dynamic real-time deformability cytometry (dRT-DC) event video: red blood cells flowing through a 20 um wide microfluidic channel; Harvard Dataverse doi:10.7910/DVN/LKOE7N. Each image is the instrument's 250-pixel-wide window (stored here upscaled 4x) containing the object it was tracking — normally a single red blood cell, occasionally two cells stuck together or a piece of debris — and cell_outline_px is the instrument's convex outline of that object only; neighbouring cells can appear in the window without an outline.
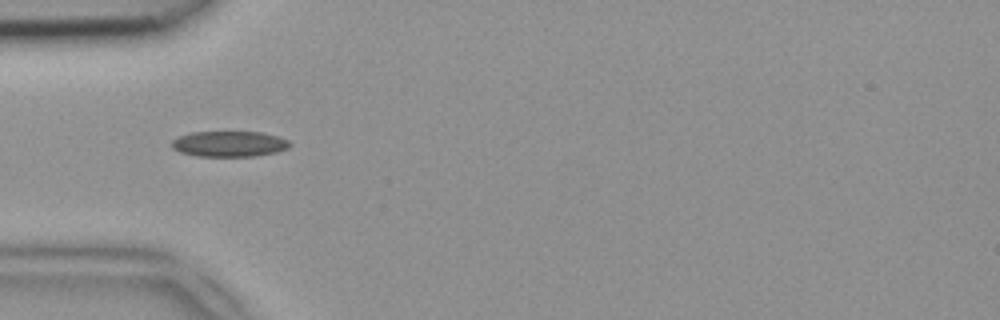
{"species": "common noctule bat (a hibernating species)", "species_latin": "Nyctalus noctula", "temperature_condition": "room temperature", "stored_images_in_passage": 41, "camera_frame_rate_fps": 3000, "um_per_image_px": 0.085, "animal": {"sex": "female", "body_mass_g": 18.4}, "frame": {"image": 1, "passage_image": 7, "time_ms": 2.0, "image_size_px": [1000, 320], "cell_outline_px": [[292, 144], [288, 148], [276, 152], [256, 156], [196, 156], [180, 152], [172, 148], [172, 140], [180, 136], [192, 132], [260, 132], [276, 136], [288, 140]], "centroid_in_image_um": [19.49, 12.23], "position_along_channel_um": 65.5, "area_um2": 17.57}}
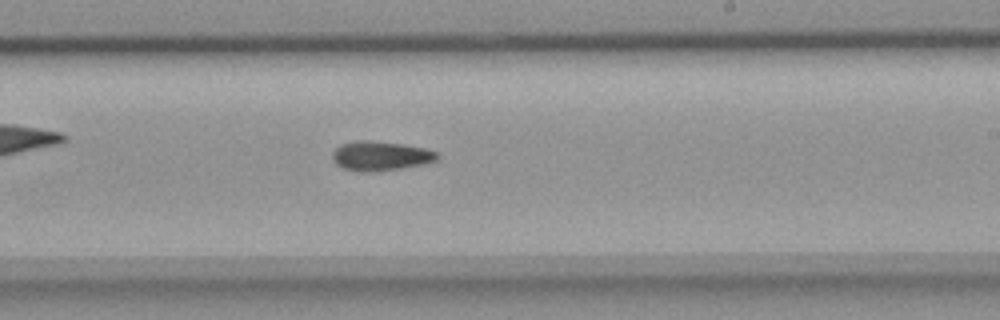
{"frame": {"image": 2, "passage_image": 21, "time_ms": 6.667, "image_size_px": [1000, 320], "cell_outline_px": [[436, 160], [420, 164], [400, 168], [376, 172], [360, 172], [340, 168], [332, 160], [332, 152], [340, 144], [356, 140], [368, 140], [404, 144], [424, 148], [436, 152]], "centroid_in_image_um": [32.24, 13.25], "position_along_channel_um": 256.8, "area_um2": 17.98}}
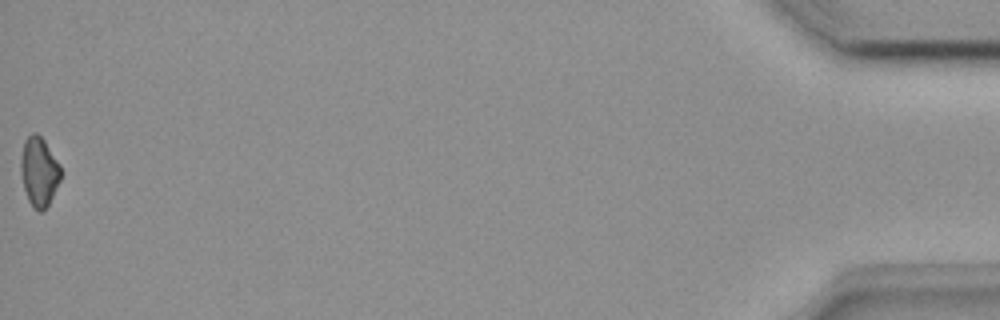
{"frame": {"image": 3, "passage_image": 41, "time_ms": 13.333, "image_size_px": [1000, 320], "cell_outline_px": [[60, 180], [48, 204], [40, 212], [32, 208], [28, 200], [24, 188], [20, 172], [20, 160], [24, 140], [32, 132], [36, 132], [44, 140], [60, 164]], "centroid_in_image_um": [3.3, 14.57], "position_along_channel_um": 431.9, "area_um2": 16.07}}